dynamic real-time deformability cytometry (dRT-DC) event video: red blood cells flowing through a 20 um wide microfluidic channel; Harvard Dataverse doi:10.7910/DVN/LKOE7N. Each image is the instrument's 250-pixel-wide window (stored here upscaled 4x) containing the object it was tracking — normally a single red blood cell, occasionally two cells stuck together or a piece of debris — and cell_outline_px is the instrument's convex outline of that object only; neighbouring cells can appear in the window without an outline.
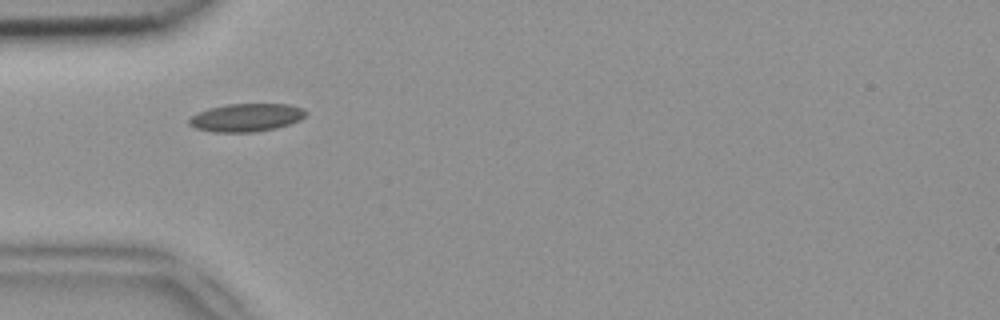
{"species": "common noctule bat (a hibernating species)", "species_latin": "Nyctalus noctula", "temperature_condition": "room temperature", "stored_images_in_passage": 5, "camera_frame_rate_fps": 3000, "um_per_image_px": 0.085, "animal": {"sex": "female", "body_mass_g": 18.4}, "frame": {"image": 1, "passage_image": 1, "time_ms": 0.0, "image_size_px": [1000, 320], "cell_outline_px": [[308, 112], [300, 120], [276, 128], [256, 132], [212, 132], [196, 128], [188, 124], [188, 120], [196, 112], [208, 108], [228, 104], [288, 104], [304, 108]], "centroid_in_image_um": [20.93, 9.99], "position_along_channel_um": 64.1, "area_um2": 19.19}}